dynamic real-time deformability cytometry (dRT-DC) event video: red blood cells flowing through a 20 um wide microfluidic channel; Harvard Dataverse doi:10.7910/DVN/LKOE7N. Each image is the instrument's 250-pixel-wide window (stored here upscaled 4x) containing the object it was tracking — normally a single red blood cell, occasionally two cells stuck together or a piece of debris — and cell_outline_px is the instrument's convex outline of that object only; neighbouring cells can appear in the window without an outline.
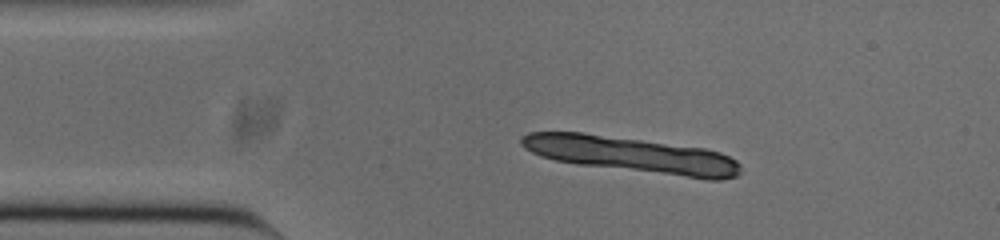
{"species": "common noctule bat (a hibernating species)", "species_latin": "Nyctalus noctula", "temperature_condition": "cold", "stored_images_in_passage": 9, "camera_frame_rate_fps": 3000, "um_per_image_px": 0.085, "animal": {"sex": "male", "body_mass_g": 20.0, "forearm_length_mm": 53.3}, "frame": {"image": 1, "passage_image": 6, "time_ms": 1.667, "image_size_px": [1000, 240], "cell_outline_px": [[732, 172], [728, 176], [700, 176], [656, 168], [656, 148], [668, 148], [712, 152], [724, 156], [732, 160]], "centroid_in_image_um": [58.94, 13.8], "position_along_channel_um": 26.1, "area_um2": 12.31}}